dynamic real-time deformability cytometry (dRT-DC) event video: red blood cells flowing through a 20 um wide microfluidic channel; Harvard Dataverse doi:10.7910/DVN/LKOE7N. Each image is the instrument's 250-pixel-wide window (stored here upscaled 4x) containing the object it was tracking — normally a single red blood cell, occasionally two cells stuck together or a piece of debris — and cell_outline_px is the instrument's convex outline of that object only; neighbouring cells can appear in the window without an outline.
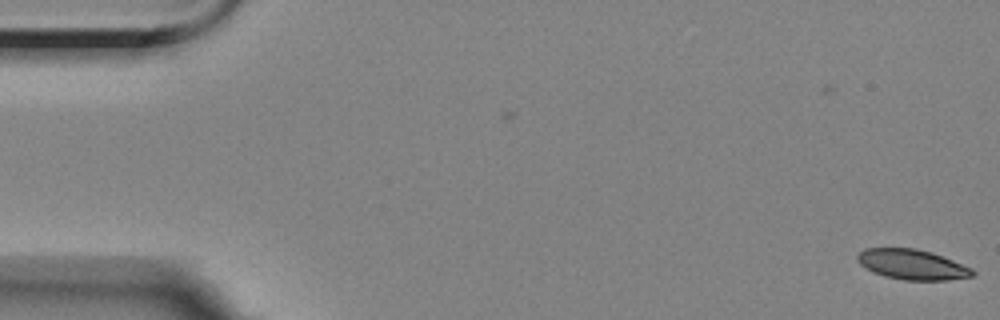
{"species": "Egyptian fruit bat (a non-hibernating species)", "species_latin": "Rousettus aegyptiacus", "temperature_condition": "room temperature", "stored_images_in_passage": 4, "camera_frame_rate_fps": 3000, "um_per_image_px": 0.085, "animal": {"sex": "female"}, "frame": {"image": 1, "passage_image": 1, "time_ms": 0.0, "image_size_px": [1000, 320], "cell_outline_px": [[976, 272], [972, 276], [948, 280], [904, 280], [884, 276], [872, 272], [860, 264], [856, 260], [856, 256], [864, 248], [916, 248], [932, 252], [972, 268]], "centroid_in_image_um": [77.51, 22.48], "position_along_channel_um": 7.5, "area_um2": 20.29}}
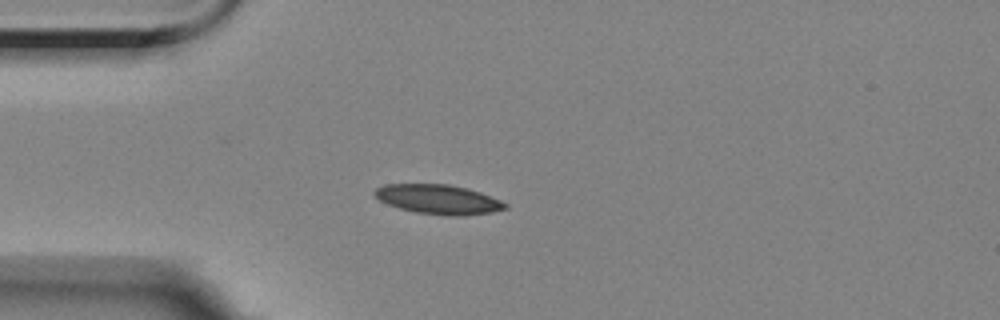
{"frame": {"image": 2, "passage_image": 4, "time_ms": 4.667, "image_size_px": [1000, 320], "cell_outline_px": [[508, 208], [492, 212], [464, 216], [448, 216], [416, 212], [400, 208], [388, 204], [380, 200], [372, 192], [376, 188], [384, 184], [448, 184], [468, 188], [480, 192], [500, 200], [508, 204]], "centroid_in_image_um": [37.28, 16.94], "position_along_channel_um": 47.7, "area_um2": 22.48}}